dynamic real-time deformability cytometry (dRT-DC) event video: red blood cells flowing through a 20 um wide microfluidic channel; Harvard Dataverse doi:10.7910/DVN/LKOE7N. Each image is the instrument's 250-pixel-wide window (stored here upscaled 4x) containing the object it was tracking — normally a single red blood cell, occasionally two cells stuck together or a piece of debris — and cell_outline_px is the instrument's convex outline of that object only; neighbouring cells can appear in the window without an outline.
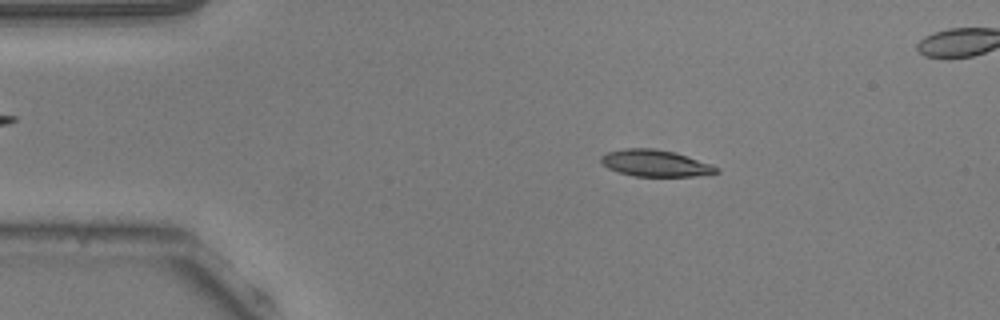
{"species": "common noctule bat (a hibernating species)", "species_latin": "Nyctalus noctula", "temperature_condition": "warm", "stored_images_in_passage": 47, "camera_frame_rate_fps": 3000, "um_per_image_px": 0.085, "animal": {"sex": "male", "body_mass_g": 20.5, "forearm_length_mm": 52.5}, "frame": {"image": 1, "passage_image": 3, "time_ms": 0.667, "image_size_px": [1000, 320], "cell_outline_px": [[720, 172], [696, 176], [632, 176], [616, 172], [608, 168], [600, 160], [600, 156], [608, 152], [624, 148], [652, 148], [676, 152], [712, 164], [720, 168]], "centroid_in_image_um": [55.72, 13.87], "position_along_channel_um": 29.3, "area_um2": 18.09}}
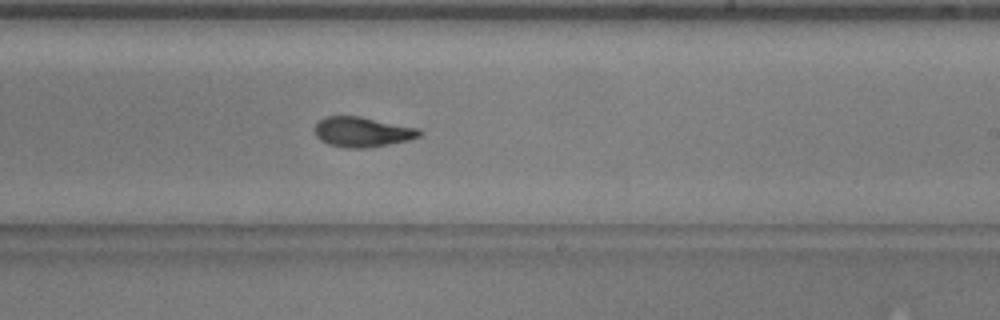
{"frame": {"image": 2, "passage_image": 25, "time_ms": 8.0, "image_size_px": [1000, 320], "cell_outline_px": [[420, 136], [408, 140], [368, 148], [344, 148], [328, 144], [320, 140], [316, 136], [316, 124], [324, 116], [360, 116], [420, 128]], "centroid_in_image_um": [30.79, 11.21], "position_along_channel_um": 258.2, "area_um2": 18.32}}
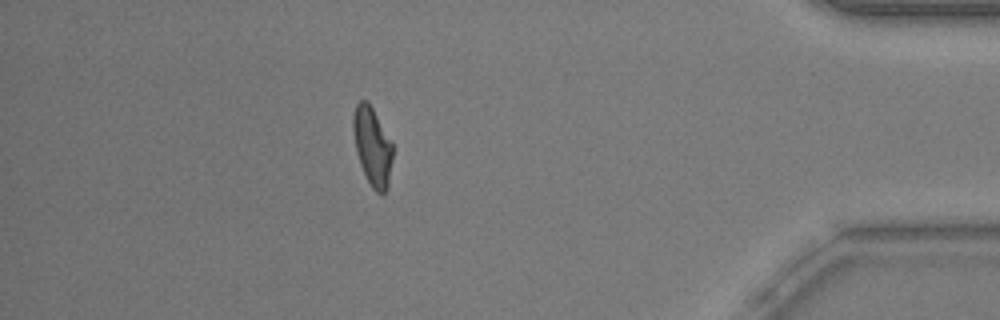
{"frame": {"image": 3, "passage_image": 40, "time_ms": 13.0, "image_size_px": [1000, 320], "cell_outline_px": [[392, 160], [388, 188], [384, 196], [380, 196], [372, 188], [360, 164], [356, 152], [352, 128], [352, 116], [356, 104], [360, 100], [368, 100], [392, 144]], "centroid_in_image_um": [31.64, 12.47], "position_along_channel_um": 403.6, "area_um2": 18.15}, "authors_computed_cell_mechanics": {"area_um2": 18.4382, "velocity_mm_per_s": 3.825, "shape_relaxation_time_tau1_ms": 4.2469, "shape_relaxation_time_tau2_ms": 2.1947, "deformation_change_tau1": 0.1846, "deformation_change_tau2": 0.0882}}